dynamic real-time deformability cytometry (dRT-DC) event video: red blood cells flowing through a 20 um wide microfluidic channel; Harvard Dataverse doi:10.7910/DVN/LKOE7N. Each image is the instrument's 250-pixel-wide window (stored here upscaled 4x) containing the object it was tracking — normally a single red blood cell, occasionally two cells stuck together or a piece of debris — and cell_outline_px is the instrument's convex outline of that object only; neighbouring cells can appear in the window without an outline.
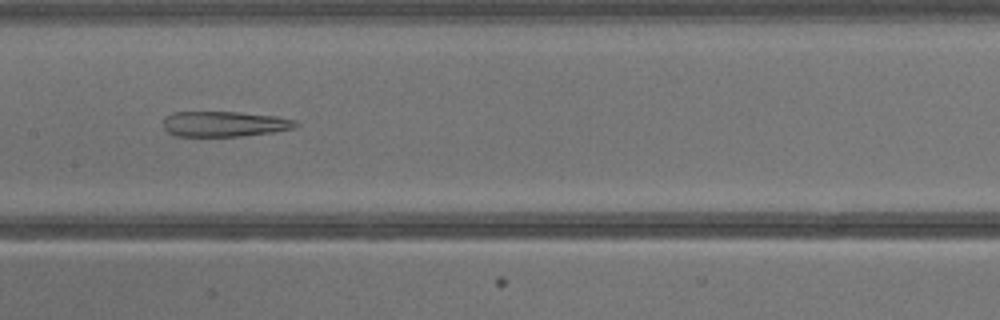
{"species": "common noctule bat (a hibernating species)", "species_latin": "Nyctalus noctula", "temperature_condition": "warm", "stored_images_in_passage": 36, "camera_frame_rate_fps": 3000, "um_per_image_px": 0.085, "animal": {"sex": "male", "body_mass_g": 13.3}, "frame": {"image": 1, "passage_image": 20, "time_ms": 6.333, "image_size_px": [1000, 320], "cell_outline_px": [[300, 124], [292, 128], [272, 132], [240, 136], [176, 136], [168, 132], [164, 128], [164, 116], [172, 112], [240, 112], [280, 116], [296, 120]], "centroid_in_image_um": [19.08, 10.52], "position_along_channel_um": 188.3, "area_um2": 19.71}}
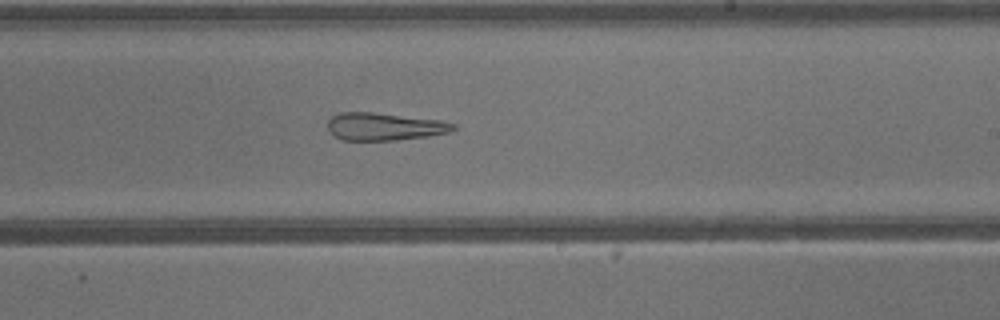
{"frame": {"image": 2, "passage_image": 24, "time_ms": 7.667, "image_size_px": [1000, 320], "cell_outline_px": [[456, 128], [448, 132], [428, 136], [396, 140], [344, 140], [332, 136], [328, 128], [328, 120], [332, 116], [340, 112], [372, 112], [444, 120], [456, 124]], "centroid_in_image_um": [32.67, 10.75], "position_along_channel_um": 256.3, "area_um2": 20.35}}
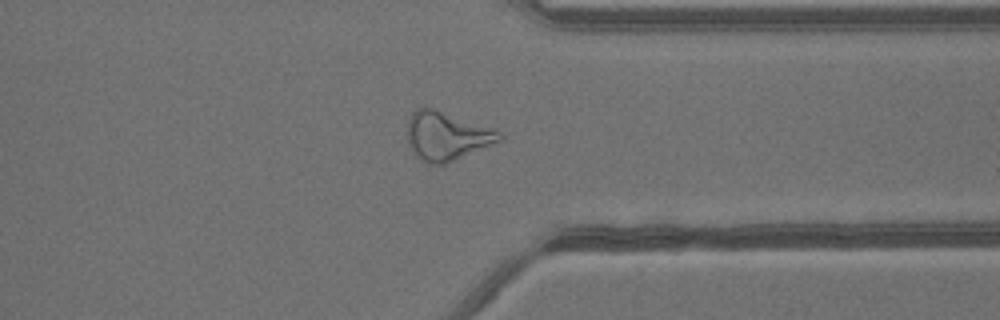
{"frame": {"image": 3, "passage_image": 31, "time_ms": 10.0, "image_size_px": [1000, 320], "cell_outline_px": [[504, 136], [500, 140], [444, 164], [424, 164], [412, 152], [408, 140], [408, 120], [412, 112], [416, 108], [432, 108], [496, 128]], "centroid_in_image_um": [37.95, 11.55], "position_along_channel_um": 373.5, "area_um2": 25.89}}